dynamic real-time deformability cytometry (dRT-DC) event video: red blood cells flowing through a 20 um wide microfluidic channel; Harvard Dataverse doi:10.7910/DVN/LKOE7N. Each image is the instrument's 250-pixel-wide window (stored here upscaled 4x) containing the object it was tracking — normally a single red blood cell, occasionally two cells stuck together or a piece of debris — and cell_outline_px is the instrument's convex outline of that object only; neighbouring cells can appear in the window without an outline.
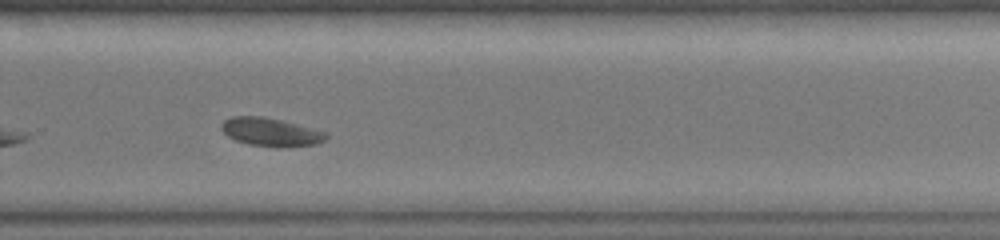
{"species": "common noctule bat (a hibernating species)", "species_latin": "Nyctalus noctula", "temperature_condition": "warm", "stored_images_in_passage": 18, "camera_frame_rate_fps": 3000, "um_per_image_px": 0.085, "animal": {"sex": "female", "body_mass_g": 19.0, "forearm_length_mm": 51.5}, "frame": {"image": 1, "passage_image": 13, "time_ms": 4.0, "image_size_px": [1000, 240], "cell_outline_px": [[328, 136], [324, 140], [316, 144], [280, 148], [276, 148], [248, 144], [236, 140], [228, 136], [220, 128], [220, 124], [224, 120], [232, 116], [264, 116], [328, 132]], "centroid_in_image_um": [23.0, 11.23], "position_along_channel_um": 306.8, "area_um2": 17.4}}